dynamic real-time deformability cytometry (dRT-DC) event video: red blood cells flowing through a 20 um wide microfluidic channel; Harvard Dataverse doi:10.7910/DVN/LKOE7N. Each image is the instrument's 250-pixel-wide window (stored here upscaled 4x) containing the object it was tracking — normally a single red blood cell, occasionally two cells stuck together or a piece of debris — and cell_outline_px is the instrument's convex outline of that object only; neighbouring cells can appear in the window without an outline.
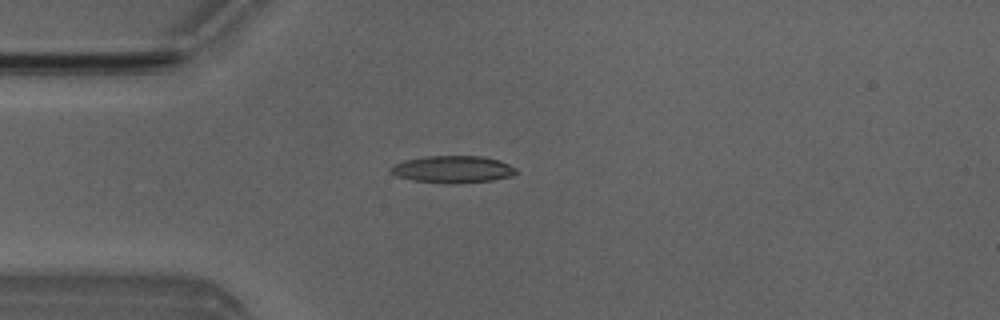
{"species": "Egyptian fruit bat (a non-hibernating species)", "species_latin": "Rousettus aegyptiacus", "temperature_condition": "room temperature", "stored_images_in_passage": 4, "camera_frame_rate_fps": 3000, "um_per_image_px": 0.085, "animal": {"sex": "male"}, "frame": {"image": 1, "passage_image": 4, "time_ms": 3.333, "image_size_px": [1000, 320], "cell_outline_px": [[516, 172], [512, 176], [492, 180], [412, 180], [396, 176], [392, 172], [392, 168], [396, 164], [404, 160], [424, 156], [480, 156], [500, 160], [516, 168]], "centroid_in_image_um": [38.51, 14.32], "position_along_channel_um": 46.5, "area_um2": 18.5}}